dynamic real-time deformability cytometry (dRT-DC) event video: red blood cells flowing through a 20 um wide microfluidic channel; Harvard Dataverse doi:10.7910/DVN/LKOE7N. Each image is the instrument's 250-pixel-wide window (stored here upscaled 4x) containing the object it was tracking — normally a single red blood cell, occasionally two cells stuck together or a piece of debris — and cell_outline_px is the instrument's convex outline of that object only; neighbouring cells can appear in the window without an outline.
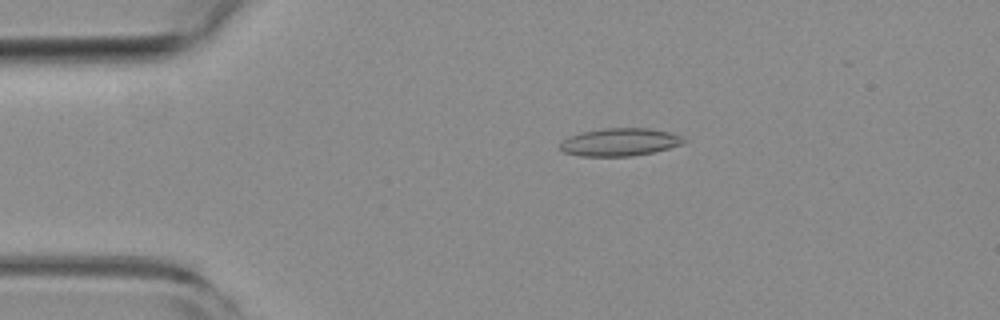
{"species": "common noctule bat (a hibernating species)", "species_latin": "Nyctalus noctula", "temperature_condition": "room temperature", "stored_images_in_passage": 47, "camera_frame_rate_fps": 3000, "um_per_image_px": 0.085, "animal": {"sex": "female", "body_mass_g": 19.3, "forearm_length_mm": 54.1}, "frame": {"image": 1, "passage_image": 4, "time_ms": 1.0, "image_size_px": [1000, 320], "cell_outline_px": [[684, 144], [652, 152], [632, 156], [580, 156], [564, 152], [560, 148], [560, 144], [568, 136], [580, 132], [604, 128], [648, 128], [668, 132], [684, 136]], "centroid_in_image_um": [52.67, 12.07], "position_along_channel_um": 32.3, "area_um2": 20.0}}
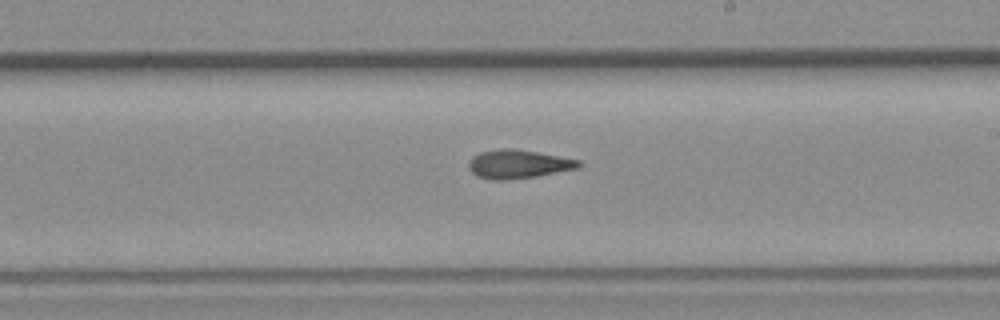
{"frame": {"image": 2, "passage_image": 24, "time_ms": 7.667, "image_size_px": [1000, 320], "cell_outline_px": [[584, 164], [580, 168], [536, 176], [504, 180], [492, 180], [476, 176], [468, 168], [468, 164], [472, 156], [480, 152], [500, 148], [512, 148], [536, 152], [580, 160]], "centroid_in_image_um": [44.05, 13.95], "position_along_channel_um": 245.0, "area_um2": 18.44}}
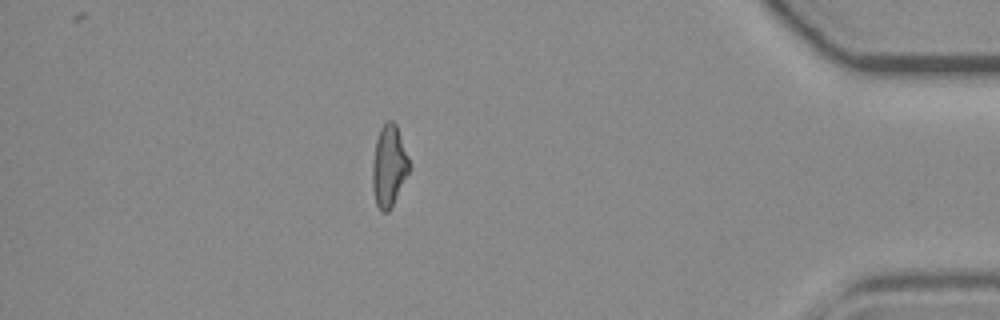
{"frame": {"image": 3, "passage_image": 40, "time_ms": 13.0, "image_size_px": [1000, 320], "cell_outline_px": [[408, 172], [388, 212], [380, 212], [376, 204], [372, 188], [372, 164], [376, 140], [380, 128], [388, 120], [392, 120], [396, 124], [408, 160]], "centroid_in_image_um": [33.01, 14.11], "position_along_channel_um": 402.2, "area_um2": 16.94}, "authors_computed_cell_mechanics": {"area_um2": 18.1492, "velocity_mm_per_s": 3.825, "shape_relaxation_time_tau1_ms": null, "shape_relaxation_time_tau2_ms": 5.9013, "deformation_change_tau1": null, "deformation_change_tau2": 0.1784}}